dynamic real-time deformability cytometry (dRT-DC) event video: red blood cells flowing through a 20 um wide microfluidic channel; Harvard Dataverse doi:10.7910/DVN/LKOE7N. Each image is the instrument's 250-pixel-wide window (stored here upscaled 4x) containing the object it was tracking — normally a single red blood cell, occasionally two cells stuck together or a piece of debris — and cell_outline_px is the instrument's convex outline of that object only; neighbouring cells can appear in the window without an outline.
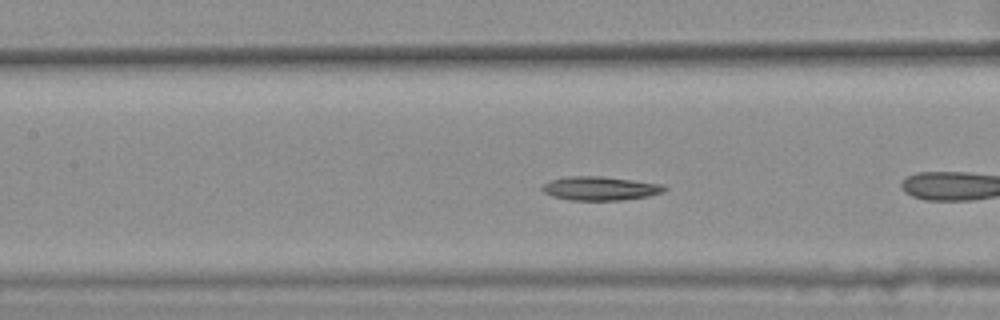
{"species": "common noctule bat (a hibernating species)", "species_latin": "Nyctalus noctula", "temperature_condition": "warm", "stored_images_in_passage": 28, "camera_frame_rate_fps": 3000, "um_per_image_px": 0.085, "animal": {"sex": "female", "body_mass_g": 25.1}, "frame": {"image": 1, "passage_image": 5, "time_ms": 1.333, "image_size_px": [1000, 320], "cell_outline_px": [[668, 188], [664, 192], [648, 196], [620, 200], [568, 200], [552, 196], [544, 192], [540, 188], [548, 180], [568, 176], [604, 176], [660, 184]], "centroid_in_image_um": [50.97, 16.01], "position_along_channel_um": 156.4, "area_um2": 16.99}}